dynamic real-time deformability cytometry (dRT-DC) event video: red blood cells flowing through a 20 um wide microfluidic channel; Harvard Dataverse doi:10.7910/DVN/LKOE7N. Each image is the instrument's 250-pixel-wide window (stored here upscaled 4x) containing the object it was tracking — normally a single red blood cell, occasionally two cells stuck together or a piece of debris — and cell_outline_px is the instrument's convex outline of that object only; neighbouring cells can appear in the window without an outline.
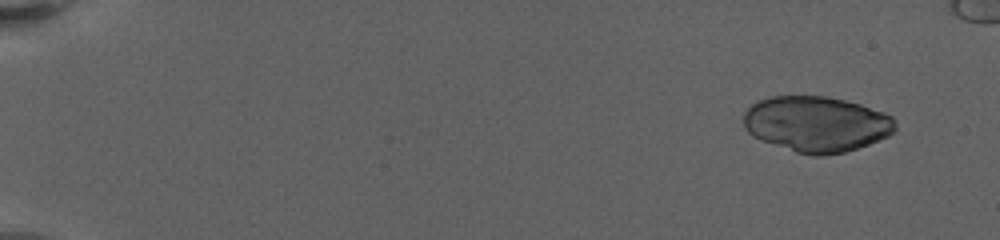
{"species": "human", "species_latin": "Homo sapiens", "temperature_condition": "warm", "stored_images_in_passage": 65, "camera_frame_rate_fps": 3000, "um_per_image_px": 0.085, "donor": {"sex": "female"}, "frame": {"image": 1, "passage_image": 1, "time_ms": 0.0, "image_size_px": [1000, 240], "cell_outline_px": [[896, 128], [888, 136], [868, 144], [844, 152], [820, 156], [812, 156], [796, 152], [760, 140], [752, 136], [744, 128], [744, 112], [756, 100], [768, 96], [824, 96], [844, 100], [860, 104], [884, 112], [892, 116], [896, 120]], "centroid_in_image_um": [69.37, 10.54], "position_along_channel_um": 15.6, "area_um2": 49.42}}